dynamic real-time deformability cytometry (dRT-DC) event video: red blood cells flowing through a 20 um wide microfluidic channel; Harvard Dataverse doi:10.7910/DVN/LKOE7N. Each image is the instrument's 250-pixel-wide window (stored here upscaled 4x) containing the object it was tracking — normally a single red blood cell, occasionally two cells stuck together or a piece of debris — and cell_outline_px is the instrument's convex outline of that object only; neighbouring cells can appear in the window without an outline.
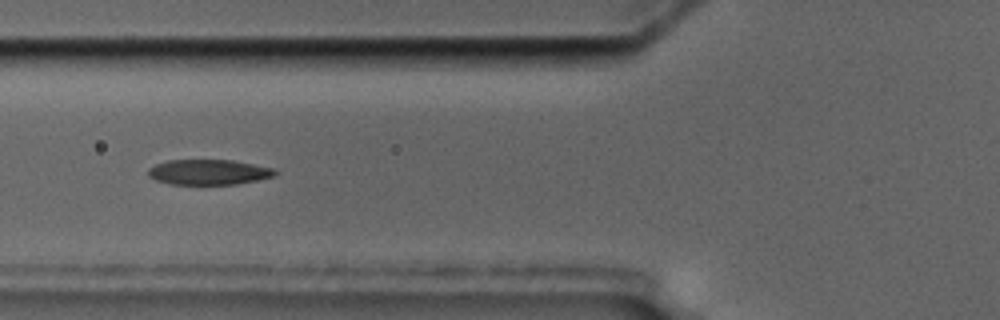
{"species": "common noctule bat (a hibernating species)", "species_latin": "Nyctalus noctula", "temperature_condition": "cold", "stored_images_in_passage": 12, "camera_frame_rate_fps": 3000, "um_per_image_px": 0.085, "animal": {"sex": "male", "body_mass_g": 17.5, "forearm_length_mm": 52.3}, "frame": {"image": 1, "passage_image": 3, "time_ms": 3.0, "image_size_px": [1000, 320], "cell_outline_px": [[280, 172], [276, 176], [236, 184], [168, 184], [156, 180], [148, 176], [148, 168], [156, 164], [168, 160], [232, 160], [272, 168]], "centroid_in_image_um": [17.73, 14.63], "position_along_channel_um": 108.1, "area_um2": 18.67}, "authors_computed_cell_mechanics": {"area_um2": 19.8254, "velocity_mm_per_s": 3.5058, "shape_relaxation_time_tau1_ms": 4.9429, "shape_relaxation_time_tau2_ms": 5.5624, "deformation_change_tau1": 0.168, "deformation_change_tau2": 0.1194}}